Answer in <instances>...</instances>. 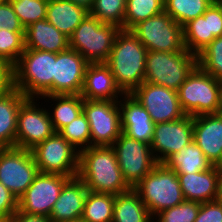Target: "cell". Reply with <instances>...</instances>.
Returning a JSON list of instances; mask_svg holds the SVG:
<instances>
[{
  "instance_id": "74e56055",
  "label": "cell",
  "mask_w": 222,
  "mask_h": 222,
  "mask_svg": "<svg viewBox=\"0 0 222 222\" xmlns=\"http://www.w3.org/2000/svg\"><path fill=\"white\" fill-rule=\"evenodd\" d=\"M199 202L184 200L177 206L170 207L156 214L153 222H195L200 209Z\"/></svg>"
},
{
  "instance_id": "f1b7e54d",
  "label": "cell",
  "mask_w": 222,
  "mask_h": 222,
  "mask_svg": "<svg viewBox=\"0 0 222 222\" xmlns=\"http://www.w3.org/2000/svg\"><path fill=\"white\" fill-rule=\"evenodd\" d=\"M42 98H51L55 102L53 111L49 112L55 132H59L83 112L84 99L80 94L46 95Z\"/></svg>"
},
{
  "instance_id": "f546056e",
  "label": "cell",
  "mask_w": 222,
  "mask_h": 222,
  "mask_svg": "<svg viewBox=\"0 0 222 222\" xmlns=\"http://www.w3.org/2000/svg\"><path fill=\"white\" fill-rule=\"evenodd\" d=\"M115 195L88 191L82 220L84 222H112Z\"/></svg>"
},
{
  "instance_id": "e575fe53",
  "label": "cell",
  "mask_w": 222,
  "mask_h": 222,
  "mask_svg": "<svg viewBox=\"0 0 222 222\" xmlns=\"http://www.w3.org/2000/svg\"><path fill=\"white\" fill-rule=\"evenodd\" d=\"M21 25L27 28L32 23L46 19L48 0H9Z\"/></svg>"
},
{
  "instance_id": "bcb514c9",
  "label": "cell",
  "mask_w": 222,
  "mask_h": 222,
  "mask_svg": "<svg viewBox=\"0 0 222 222\" xmlns=\"http://www.w3.org/2000/svg\"><path fill=\"white\" fill-rule=\"evenodd\" d=\"M64 222H84V221L82 220V218H79V219L64 221Z\"/></svg>"
},
{
  "instance_id": "ba28073f",
  "label": "cell",
  "mask_w": 222,
  "mask_h": 222,
  "mask_svg": "<svg viewBox=\"0 0 222 222\" xmlns=\"http://www.w3.org/2000/svg\"><path fill=\"white\" fill-rule=\"evenodd\" d=\"M131 32L148 51L181 52L185 50L183 27L165 11L136 24Z\"/></svg>"
},
{
  "instance_id": "52a82bcc",
  "label": "cell",
  "mask_w": 222,
  "mask_h": 222,
  "mask_svg": "<svg viewBox=\"0 0 222 222\" xmlns=\"http://www.w3.org/2000/svg\"><path fill=\"white\" fill-rule=\"evenodd\" d=\"M197 65V55L187 49L181 52L148 51L144 82L177 91Z\"/></svg>"
},
{
  "instance_id": "603a6c76",
  "label": "cell",
  "mask_w": 222,
  "mask_h": 222,
  "mask_svg": "<svg viewBox=\"0 0 222 222\" xmlns=\"http://www.w3.org/2000/svg\"><path fill=\"white\" fill-rule=\"evenodd\" d=\"M88 191L82 180L78 177L71 178L63 186L52 208L50 221L64 222L82 218Z\"/></svg>"
},
{
  "instance_id": "5b68a950",
  "label": "cell",
  "mask_w": 222,
  "mask_h": 222,
  "mask_svg": "<svg viewBox=\"0 0 222 222\" xmlns=\"http://www.w3.org/2000/svg\"><path fill=\"white\" fill-rule=\"evenodd\" d=\"M133 189L141 197L152 217L185 200L177 174L161 163H158Z\"/></svg>"
},
{
  "instance_id": "7dc6e473",
  "label": "cell",
  "mask_w": 222,
  "mask_h": 222,
  "mask_svg": "<svg viewBox=\"0 0 222 222\" xmlns=\"http://www.w3.org/2000/svg\"><path fill=\"white\" fill-rule=\"evenodd\" d=\"M214 2L220 6H222V0H214Z\"/></svg>"
},
{
  "instance_id": "d6986e66",
  "label": "cell",
  "mask_w": 222,
  "mask_h": 222,
  "mask_svg": "<svg viewBox=\"0 0 222 222\" xmlns=\"http://www.w3.org/2000/svg\"><path fill=\"white\" fill-rule=\"evenodd\" d=\"M193 141L213 166L222 162V112L193 117Z\"/></svg>"
},
{
  "instance_id": "277c9868",
  "label": "cell",
  "mask_w": 222,
  "mask_h": 222,
  "mask_svg": "<svg viewBox=\"0 0 222 222\" xmlns=\"http://www.w3.org/2000/svg\"><path fill=\"white\" fill-rule=\"evenodd\" d=\"M182 111L191 117L220 113L222 81L215 79L198 65L177 90Z\"/></svg>"
},
{
  "instance_id": "d6a6232c",
  "label": "cell",
  "mask_w": 222,
  "mask_h": 222,
  "mask_svg": "<svg viewBox=\"0 0 222 222\" xmlns=\"http://www.w3.org/2000/svg\"><path fill=\"white\" fill-rule=\"evenodd\" d=\"M127 0H94L89 10L91 16L106 24H113L124 30Z\"/></svg>"
},
{
  "instance_id": "8d00e7d4",
  "label": "cell",
  "mask_w": 222,
  "mask_h": 222,
  "mask_svg": "<svg viewBox=\"0 0 222 222\" xmlns=\"http://www.w3.org/2000/svg\"><path fill=\"white\" fill-rule=\"evenodd\" d=\"M59 133L79 152L91 146L90 125L83 112Z\"/></svg>"
},
{
  "instance_id": "4316f807",
  "label": "cell",
  "mask_w": 222,
  "mask_h": 222,
  "mask_svg": "<svg viewBox=\"0 0 222 222\" xmlns=\"http://www.w3.org/2000/svg\"><path fill=\"white\" fill-rule=\"evenodd\" d=\"M148 208L134 189L115 195L112 222H153Z\"/></svg>"
},
{
  "instance_id": "d4e9b609",
  "label": "cell",
  "mask_w": 222,
  "mask_h": 222,
  "mask_svg": "<svg viewBox=\"0 0 222 222\" xmlns=\"http://www.w3.org/2000/svg\"><path fill=\"white\" fill-rule=\"evenodd\" d=\"M27 97L12 87L0 96V147H15L17 116Z\"/></svg>"
},
{
  "instance_id": "836d02e7",
  "label": "cell",
  "mask_w": 222,
  "mask_h": 222,
  "mask_svg": "<svg viewBox=\"0 0 222 222\" xmlns=\"http://www.w3.org/2000/svg\"><path fill=\"white\" fill-rule=\"evenodd\" d=\"M25 32L0 29V61L13 67L25 50Z\"/></svg>"
},
{
  "instance_id": "3957f363",
  "label": "cell",
  "mask_w": 222,
  "mask_h": 222,
  "mask_svg": "<svg viewBox=\"0 0 222 222\" xmlns=\"http://www.w3.org/2000/svg\"><path fill=\"white\" fill-rule=\"evenodd\" d=\"M56 53L25 49L12 67L13 87L27 98L53 95Z\"/></svg>"
},
{
  "instance_id": "83f0119b",
  "label": "cell",
  "mask_w": 222,
  "mask_h": 222,
  "mask_svg": "<svg viewBox=\"0 0 222 222\" xmlns=\"http://www.w3.org/2000/svg\"><path fill=\"white\" fill-rule=\"evenodd\" d=\"M164 164L176 174L198 173L213 167L194 141L181 148L178 153L172 155Z\"/></svg>"
},
{
  "instance_id": "ab89813d",
  "label": "cell",
  "mask_w": 222,
  "mask_h": 222,
  "mask_svg": "<svg viewBox=\"0 0 222 222\" xmlns=\"http://www.w3.org/2000/svg\"><path fill=\"white\" fill-rule=\"evenodd\" d=\"M195 222H222V201L217 199L201 203Z\"/></svg>"
},
{
  "instance_id": "f907efd6",
  "label": "cell",
  "mask_w": 222,
  "mask_h": 222,
  "mask_svg": "<svg viewBox=\"0 0 222 222\" xmlns=\"http://www.w3.org/2000/svg\"><path fill=\"white\" fill-rule=\"evenodd\" d=\"M7 0H0V4H2V3H4V2H6Z\"/></svg>"
},
{
  "instance_id": "8fae6325",
  "label": "cell",
  "mask_w": 222,
  "mask_h": 222,
  "mask_svg": "<svg viewBox=\"0 0 222 222\" xmlns=\"http://www.w3.org/2000/svg\"><path fill=\"white\" fill-rule=\"evenodd\" d=\"M39 173L31 150L0 148V182L19 199Z\"/></svg>"
},
{
  "instance_id": "1f68e13d",
  "label": "cell",
  "mask_w": 222,
  "mask_h": 222,
  "mask_svg": "<svg viewBox=\"0 0 222 222\" xmlns=\"http://www.w3.org/2000/svg\"><path fill=\"white\" fill-rule=\"evenodd\" d=\"M164 0H127L124 30L164 11Z\"/></svg>"
},
{
  "instance_id": "f35d334b",
  "label": "cell",
  "mask_w": 222,
  "mask_h": 222,
  "mask_svg": "<svg viewBox=\"0 0 222 222\" xmlns=\"http://www.w3.org/2000/svg\"><path fill=\"white\" fill-rule=\"evenodd\" d=\"M0 29L25 32L9 0L0 4Z\"/></svg>"
},
{
  "instance_id": "ffe728a7",
  "label": "cell",
  "mask_w": 222,
  "mask_h": 222,
  "mask_svg": "<svg viewBox=\"0 0 222 222\" xmlns=\"http://www.w3.org/2000/svg\"><path fill=\"white\" fill-rule=\"evenodd\" d=\"M118 101L122 133L137 141L151 145L155 123L150 114L131 94Z\"/></svg>"
},
{
  "instance_id": "cb8c5ba5",
  "label": "cell",
  "mask_w": 222,
  "mask_h": 222,
  "mask_svg": "<svg viewBox=\"0 0 222 222\" xmlns=\"http://www.w3.org/2000/svg\"><path fill=\"white\" fill-rule=\"evenodd\" d=\"M25 49L60 53L69 48V37L46 19L25 28Z\"/></svg>"
},
{
  "instance_id": "60d3db41",
  "label": "cell",
  "mask_w": 222,
  "mask_h": 222,
  "mask_svg": "<svg viewBox=\"0 0 222 222\" xmlns=\"http://www.w3.org/2000/svg\"><path fill=\"white\" fill-rule=\"evenodd\" d=\"M18 210V199L0 182V218L10 219Z\"/></svg>"
},
{
  "instance_id": "ee69618b",
  "label": "cell",
  "mask_w": 222,
  "mask_h": 222,
  "mask_svg": "<svg viewBox=\"0 0 222 222\" xmlns=\"http://www.w3.org/2000/svg\"><path fill=\"white\" fill-rule=\"evenodd\" d=\"M77 5H80L87 10H90L93 6L94 0H69Z\"/></svg>"
},
{
  "instance_id": "9c48e42d",
  "label": "cell",
  "mask_w": 222,
  "mask_h": 222,
  "mask_svg": "<svg viewBox=\"0 0 222 222\" xmlns=\"http://www.w3.org/2000/svg\"><path fill=\"white\" fill-rule=\"evenodd\" d=\"M31 152L40 173L77 177L79 151L59 132L37 144Z\"/></svg>"
},
{
  "instance_id": "5bb4252c",
  "label": "cell",
  "mask_w": 222,
  "mask_h": 222,
  "mask_svg": "<svg viewBox=\"0 0 222 222\" xmlns=\"http://www.w3.org/2000/svg\"><path fill=\"white\" fill-rule=\"evenodd\" d=\"M34 101L35 98H27L20 106L15 147L31 150L55 133L48 110Z\"/></svg>"
},
{
  "instance_id": "6da1fadb",
  "label": "cell",
  "mask_w": 222,
  "mask_h": 222,
  "mask_svg": "<svg viewBox=\"0 0 222 222\" xmlns=\"http://www.w3.org/2000/svg\"><path fill=\"white\" fill-rule=\"evenodd\" d=\"M77 177L95 193L118 195L131 189L123 178L111 146H90L81 150Z\"/></svg>"
},
{
  "instance_id": "44dd1931",
  "label": "cell",
  "mask_w": 222,
  "mask_h": 222,
  "mask_svg": "<svg viewBox=\"0 0 222 222\" xmlns=\"http://www.w3.org/2000/svg\"><path fill=\"white\" fill-rule=\"evenodd\" d=\"M80 95L85 100L118 101V97L124 93L116 85L114 75L106 63H89Z\"/></svg>"
},
{
  "instance_id": "ac0fdd59",
  "label": "cell",
  "mask_w": 222,
  "mask_h": 222,
  "mask_svg": "<svg viewBox=\"0 0 222 222\" xmlns=\"http://www.w3.org/2000/svg\"><path fill=\"white\" fill-rule=\"evenodd\" d=\"M88 64L83 56L71 48L56 53L53 95L80 94Z\"/></svg>"
},
{
  "instance_id": "4dcf8cb0",
  "label": "cell",
  "mask_w": 222,
  "mask_h": 222,
  "mask_svg": "<svg viewBox=\"0 0 222 222\" xmlns=\"http://www.w3.org/2000/svg\"><path fill=\"white\" fill-rule=\"evenodd\" d=\"M214 0H164V11L182 27L201 16Z\"/></svg>"
},
{
  "instance_id": "c3c4849f",
  "label": "cell",
  "mask_w": 222,
  "mask_h": 222,
  "mask_svg": "<svg viewBox=\"0 0 222 222\" xmlns=\"http://www.w3.org/2000/svg\"><path fill=\"white\" fill-rule=\"evenodd\" d=\"M0 222H10L9 219H5V218H0Z\"/></svg>"
},
{
  "instance_id": "30bf717a",
  "label": "cell",
  "mask_w": 222,
  "mask_h": 222,
  "mask_svg": "<svg viewBox=\"0 0 222 222\" xmlns=\"http://www.w3.org/2000/svg\"><path fill=\"white\" fill-rule=\"evenodd\" d=\"M127 185L133 189L158 164L149 144L121 133L111 146Z\"/></svg>"
},
{
  "instance_id": "8992f818",
  "label": "cell",
  "mask_w": 222,
  "mask_h": 222,
  "mask_svg": "<svg viewBox=\"0 0 222 222\" xmlns=\"http://www.w3.org/2000/svg\"><path fill=\"white\" fill-rule=\"evenodd\" d=\"M120 28L88 14L69 37V48L88 63H106Z\"/></svg>"
},
{
  "instance_id": "4fadbf2b",
  "label": "cell",
  "mask_w": 222,
  "mask_h": 222,
  "mask_svg": "<svg viewBox=\"0 0 222 222\" xmlns=\"http://www.w3.org/2000/svg\"><path fill=\"white\" fill-rule=\"evenodd\" d=\"M71 177L59 174L38 173L32 184L18 199V210L49 218L63 186Z\"/></svg>"
},
{
  "instance_id": "7402d4cb",
  "label": "cell",
  "mask_w": 222,
  "mask_h": 222,
  "mask_svg": "<svg viewBox=\"0 0 222 222\" xmlns=\"http://www.w3.org/2000/svg\"><path fill=\"white\" fill-rule=\"evenodd\" d=\"M185 200L205 203L219 197L220 170L213 166L198 173H177Z\"/></svg>"
},
{
  "instance_id": "7a4b0ae2",
  "label": "cell",
  "mask_w": 222,
  "mask_h": 222,
  "mask_svg": "<svg viewBox=\"0 0 222 222\" xmlns=\"http://www.w3.org/2000/svg\"><path fill=\"white\" fill-rule=\"evenodd\" d=\"M147 52L131 30L117 33L106 64L124 94H131L144 82Z\"/></svg>"
},
{
  "instance_id": "9a60e30c",
  "label": "cell",
  "mask_w": 222,
  "mask_h": 222,
  "mask_svg": "<svg viewBox=\"0 0 222 222\" xmlns=\"http://www.w3.org/2000/svg\"><path fill=\"white\" fill-rule=\"evenodd\" d=\"M131 95L146 109L155 124L181 119L186 115L176 90L143 82Z\"/></svg>"
},
{
  "instance_id": "d590c367",
  "label": "cell",
  "mask_w": 222,
  "mask_h": 222,
  "mask_svg": "<svg viewBox=\"0 0 222 222\" xmlns=\"http://www.w3.org/2000/svg\"><path fill=\"white\" fill-rule=\"evenodd\" d=\"M198 66L222 81V36L215 38L197 55Z\"/></svg>"
},
{
  "instance_id": "484cf974",
  "label": "cell",
  "mask_w": 222,
  "mask_h": 222,
  "mask_svg": "<svg viewBox=\"0 0 222 222\" xmlns=\"http://www.w3.org/2000/svg\"><path fill=\"white\" fill-rule=\"evenodd\" d=\"M89 10L69 0H48L46 20L70 37Z\"/></svg>"
},
{
  "instance_id": "681fc988",
  "label": "cell",
  "mask_w": 222,
  "mask_h": 222,
  "mask_svg": "<svg viewBox=\"0 0 222 222\" xmlns=\"http://www.w3.org/2000/svg\"><path fill=\"white\" fill-rule=\"evenodd\" d=\"M218 168H219L220 172L222 173V162L219 164Z\"/></svg>"
},
{
  "instance_id": "f6af8a7d",
  "label": "cell",
  "mask_w": 222,
  "mask_h": 222,
  "mask_svg": "<svg viewBox=\"0 0 222 222\" xmlns=\"http://www.w3.org/2000/svg\"><path fill=\"white\" fill-rule=\"evenodd\" d=\"M219 200L222 201V173L220 172V185H219Z\"/></svg>"
},
{
  "instance_id": "b9f144b4",
  "label": "cell",
  "mask_w": 222,
  "mask_h": 222,
  "mask_svg": "<svg viewBox=\"0 0 222 222\" xmlns=\"http://www.w3.org/2000/svg\"><path fill=\"white\" fill-rule=\"evenodd\" d=\"M13 87L12 67L3 61H0V96L5 94Z\"/></svg>"
},
{
  "instance_id": "e0dca14e",
  "label": "cell",
  "mask_w": 222,
  "mask_h": 222,
  "mask_svg": "<svg viewBox=\"0 0 222 222\" xmlns=\"http://www.w3.org/2000/svg\"><path fill=\"white\" fill-rule=\"evenodd\" d=\"M222 36V6L213 2L201 16L183 26L185 49L198 55L215 38Z\"/></svg>"
},
{
  "instance_id": "7bdbcfd3",
  "label": "cell",
  "mask_w": 222,
  "mask_h": 222,
  "mask_svg": "<svg viewBox=\"0 0 222 222\" xmlns=\"http://www.w3.org/2000/svg\"><path fill=\"white\" fill-rule=\"evenodd\" d=\"M9 220L10 222H51L47 216L28 214L19 210Z\"/></svg>"
},
{
  "instance_id": "7c38bea8",
  "label": "cell",
  "mask_w": 222,
  "mask_h": 222,
  "mask_svg": "<svg viewBox=\"0 0 222 222\" xmlns=\"http://www.w3.org/2000/svg\"><path fill=\"white\" fill-rule=\"evenodd\" d=\"M83 114L90 125L91 146H112L121 135L118 101L84 99Z\"/></svg>"
},
{
  "instance_id": "2e32d148",
  "label": "cell",
  "mask_w": 222,
  "mask_h": 222,
  "mask_svg": "<svg viewBox=\"0 0 222 222\" xmlns=\"http://www.w3.org/2000/svg\"><path fill=\"white\" fill-rule=\"evenodd\" d=\"M193 142V117L155 124L151 150L157 163L164 164L185 145Z\"/></svg>"
}]
</instances>
